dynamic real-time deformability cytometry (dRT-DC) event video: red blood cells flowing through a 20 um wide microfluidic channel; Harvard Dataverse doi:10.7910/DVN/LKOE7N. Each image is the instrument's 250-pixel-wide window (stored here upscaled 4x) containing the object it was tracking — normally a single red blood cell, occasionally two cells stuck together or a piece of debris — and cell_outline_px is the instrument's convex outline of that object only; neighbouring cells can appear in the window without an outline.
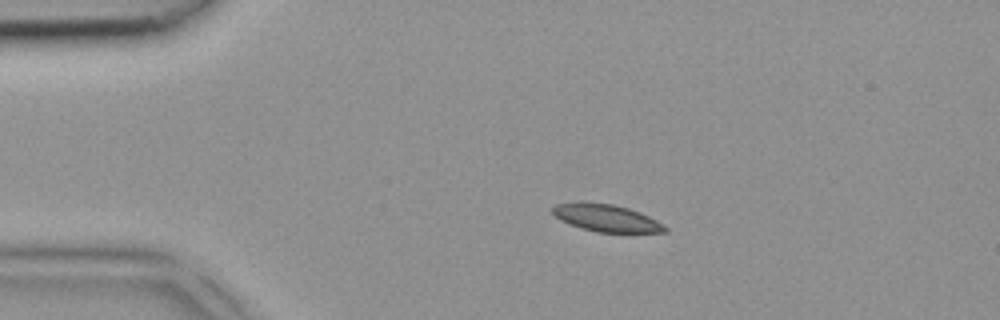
{"species": "common noctule bat (a hibernating species)", "species_latin": "Nyctalus noctula", "temperature_condition": "room temperature", "stored_images_in_passage": 4, "camera_frame_rate_fps": 3000, "um_per_image_px": 0.085, "animal": {"sex": "female", "body_mass_g": 18.4}, "frame": {"image": 1, "passage_image": 2, "time_ms": 0.333, "image_size_px": [1000, 320], "cell_outline_px": [[668, 232], [596, 232], [580, 228], [568, 224], [560, 220], [552, 212], [552, 208], [556, 204], [612, 204], [628, 208], [640, 212], [664, 224], [668, 228]], "centroid_in_image_um": [51.59, 18.57], "position_along_channel_um": 33.4, "area_um2": 17.34}}
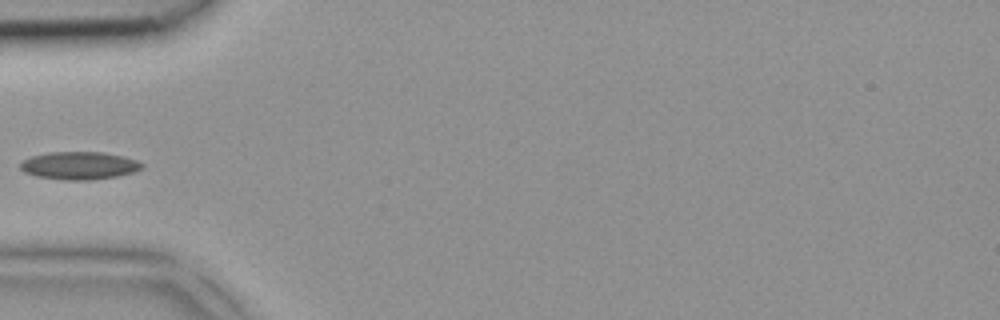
{"frame": {"image": 2, "passage_image": 4, "time_ms": 1.0, "image_size_px": [1000, 320], "cell_outline_px": [[144, 168], [132, 172], [116, 176], [92, 180], [64, 180], [36, 176], [24, 172], [20, 168], [20, 164], [24, 160], [32, 156], [48, 152], [104, 152], [124, 156], [136, 160], [144, 164]], "centroid_in_image_um": [6.75, 14.07], "position_along_channel_um": 78.2, "area_um2": 19.71}}